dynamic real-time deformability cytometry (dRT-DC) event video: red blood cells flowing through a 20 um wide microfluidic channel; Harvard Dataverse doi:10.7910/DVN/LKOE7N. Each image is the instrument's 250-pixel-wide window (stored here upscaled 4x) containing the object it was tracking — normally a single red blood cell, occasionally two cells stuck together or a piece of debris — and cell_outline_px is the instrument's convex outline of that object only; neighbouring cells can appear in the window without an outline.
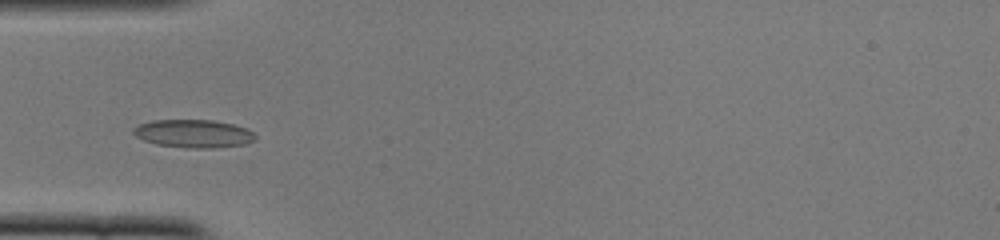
{"species": "common noctule bat (a hibernating species)", "species_latin": "Nyctalus noctula", "temperature_condition": "cold", "stored_images_in_passage": 36, "camera_frame_rate_fps": 3000, "um_per_image_px": 0.085, "animal": {"sex": "female", "body_mass_g": 22.0, "forearm_length_mm": 56.7}, "frame": {"image": 1, "passage_image": 1, "time_ms": 0.0, "image_size_px": [1000, 240], "cell_outline_px": [[256, 140], [244, 144], [216, 148], [188, 148], [156, 144], [144, 140], [136, 136], [132, 132], [132, 128], [140, 124], [152, 120], [212, 120], [232, 124], [248, 128], [256, 136]], "centroid_in_image_um": [16.46, 11.36], "position_along_channel_um": 68.5, "area_um2": 20.0}}
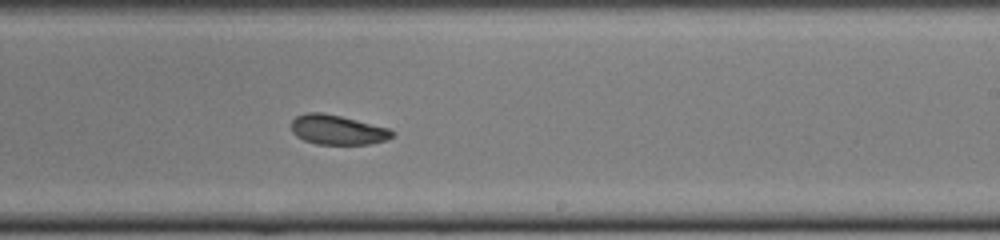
{"frame": {"image": 2, "passage_image": 16, "time_ms": 5.0, "image_size_px": [1000, 240], "cell_outline_px": [[392, 136], [384, 140], [368, 144], [316, 144], [304, 140], [296, 136], [292, 132], [292, 120], [296, 116], [304, 112], [320, 112], [340, 116], [388, 128], [392, 132]], "centroid_in_image_um": [28.61, 11.03], "position_along_channel_um": 260.4, "area_um2": 17.17}}
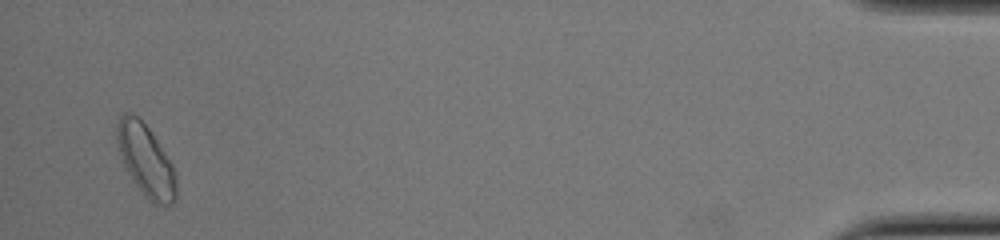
{"frame": {"image": 3, "passage_image": 35, "time_ms": 11.333, "image_size_px": [1000, 240], "cell_outline_px": [[176, 200], [168, 204], [152, 204], [148, 200], [136, 184], [128, 172], [124, 164], [120, 152], [116, 136], [116, 124], [120, 116], [124, 112], [132, 112], [148, 128], [172, 164], [176, 172]], "centroid_in_image_um": [12.4, 13.63], "position_along_channel_um": 422.8, "area_um2": 24.33}, "authors_computed_cell_mechanics": {"area_um2": 18.2648, "velocity_mm_per_s": 3.8413, "shape_relaxation_time_tau1_ms": 4.5046, "shape_relaxation_time_tau2_ms": 8.8991, "deformation_change_tau1": 0.1208, "deformation_change_tau2": 0.1336}}